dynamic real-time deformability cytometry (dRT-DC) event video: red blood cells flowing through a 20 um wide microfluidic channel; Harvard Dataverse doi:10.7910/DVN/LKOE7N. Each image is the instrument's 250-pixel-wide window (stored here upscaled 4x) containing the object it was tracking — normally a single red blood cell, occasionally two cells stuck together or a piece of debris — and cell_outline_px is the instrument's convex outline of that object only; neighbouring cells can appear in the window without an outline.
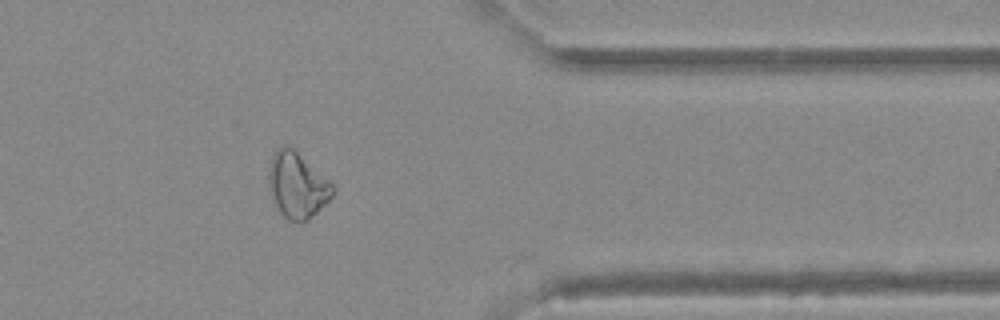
{"species": "Egyptian fruit bat (a non-hibernating species)", "species_latin": "Rousettus aegyptiacus", "temperature_condition": "warm", "stored_images_in_passage": 33, "camera_frame_rate_fps": 3000, "um_per_image_px": 0.085, "animal": {"sex": "female"}, "frame": {"image": 1, "passage_image": 32, "time_ms": 10.333, "image_size_px": [1000, 320], "cell_outline_px": [[336, 192], [304, 224], [300, 224], [288, 220], [280, 212], [268, 192], [268, 172], [272, 156], [280, 148], [292, 148], [328, 180], [336, 188]], "centroid_in_image_um": [25.25, 15.82], "position_along_channel_um": 386.2, "area_um2": 24.16}}